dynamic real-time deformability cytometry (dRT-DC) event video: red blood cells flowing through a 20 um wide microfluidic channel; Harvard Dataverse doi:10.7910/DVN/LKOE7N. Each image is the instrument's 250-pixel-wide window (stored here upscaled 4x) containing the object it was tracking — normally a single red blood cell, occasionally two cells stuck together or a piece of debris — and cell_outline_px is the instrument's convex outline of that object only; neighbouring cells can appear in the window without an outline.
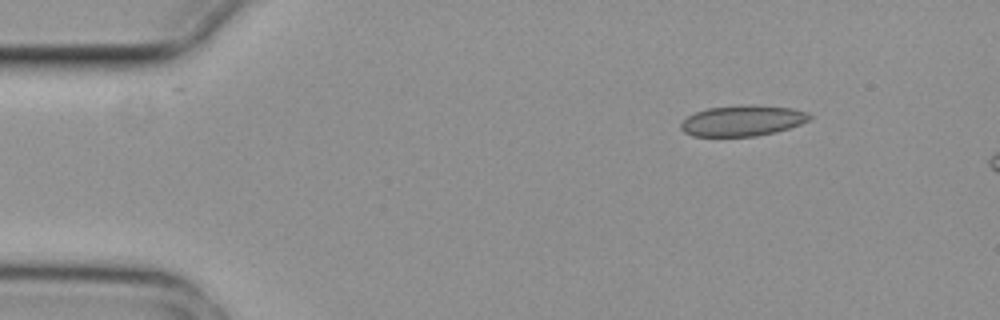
{"species": "common noctule bat (a hibernating species)", "species_latin": "Nyctalus noctula", "temperature_condition": "cold", "stored_images_in_passage": 3, "camera_frame_rate_fps": 3000, "um_per_image_px": 0.085, "animal": {"sex": "female", "body_mass_g": 29.2, "forearm_length_mm": 56.3}, "frame": {"image": 1, "passage_image": 1, "time_ms": 0.0, "image_size_px": [1000, 320], "cell_outline_px": [[812, 116], [808, 120], [800, 124], [776, 132], [756, 136], [692, 136], [684, 132], [680, 128], [680, 124], [688, 116], [696, 112], [708, 108], [748, 104], [792, 108], [808, 112]], "centroid_in_image_um": [63.11, 10.26], "position_along_channel_um": 21.9, "area_um2": 23.0}}